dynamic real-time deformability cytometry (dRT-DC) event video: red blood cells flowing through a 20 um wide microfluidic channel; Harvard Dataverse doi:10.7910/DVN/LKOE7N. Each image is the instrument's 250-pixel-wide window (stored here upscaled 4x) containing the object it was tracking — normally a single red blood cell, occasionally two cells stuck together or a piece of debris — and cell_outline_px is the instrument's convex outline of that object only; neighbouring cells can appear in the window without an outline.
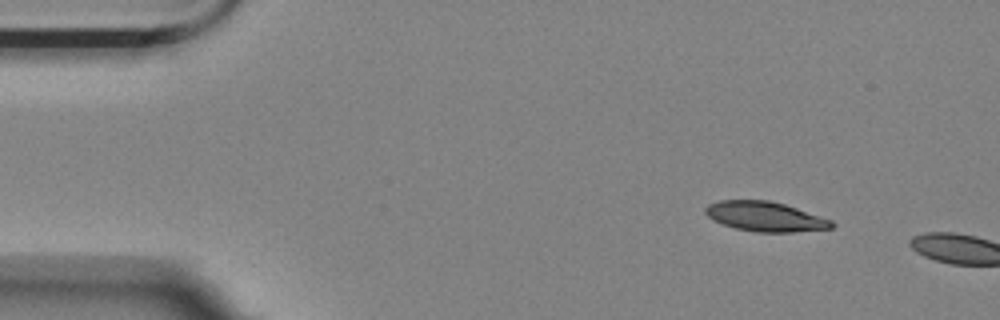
{"species": "Egyptian fruit bat (a non-hibernating species)", "species_latin": "Rousettus aegyptiacus", "temperature_condition": "room temperature", "stored_images_in_passage": 2, "camera_frame_rate_fps": 3000, "um_per_image_px": 0.085, "animal": {"sex": "female"}, "frame": {"image": 1, "passage_image": 1, "time_ms": 0.0, "image_size_px": [1000, 320], "cell_outline_px": [[836, 224], [832, 228], [792, 232], [756, 232], [736, 228], [712, 220], [704, 212], [704, 208], [708, 204], [720, 200], [768, 200], [784, 204], [832, 220]], "centroid_in_image_um": [65.02, 18.4], "position_along_channel_um": 20.0, "area_um2": 21.79}}